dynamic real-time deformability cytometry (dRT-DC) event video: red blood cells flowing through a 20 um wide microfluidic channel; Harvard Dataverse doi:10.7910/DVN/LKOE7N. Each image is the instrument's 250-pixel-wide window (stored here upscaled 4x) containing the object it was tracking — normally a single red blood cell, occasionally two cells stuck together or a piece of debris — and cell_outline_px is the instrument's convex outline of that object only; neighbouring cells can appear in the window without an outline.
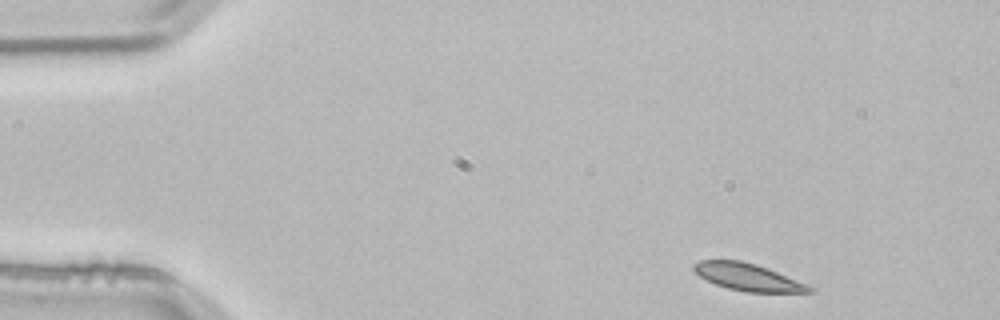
{"species": "common noctule bat (a hibernating species)", "species_latin": "Nyctalus noctula", "temperature_condition": "room temperature", "stored_images_in_passage": 3, "camera_frame_rate_fps": 3000, "um_per_image_px": 0.085, "animal": {"sex": "male", "body_mass_g": 21.5, "forearm_length_mm": 52.0}, "frame": {"image": 1, "passage_image": 1, "time_ms": 0.0, "image_size_px": [1000, 320], "cell_outline_px": [[816, 288], [812, 292], [744, 292], [728, 288], [716, 284], [700, 276], [692, 268], [692, 264], [700, 260], [740, 260], [756, 264], [768, 268], [808, 284]], "centroid_in_image_um": [63.6, 23.55], "position_along_channel_um": 21.4, "area_um2": 18.32}}